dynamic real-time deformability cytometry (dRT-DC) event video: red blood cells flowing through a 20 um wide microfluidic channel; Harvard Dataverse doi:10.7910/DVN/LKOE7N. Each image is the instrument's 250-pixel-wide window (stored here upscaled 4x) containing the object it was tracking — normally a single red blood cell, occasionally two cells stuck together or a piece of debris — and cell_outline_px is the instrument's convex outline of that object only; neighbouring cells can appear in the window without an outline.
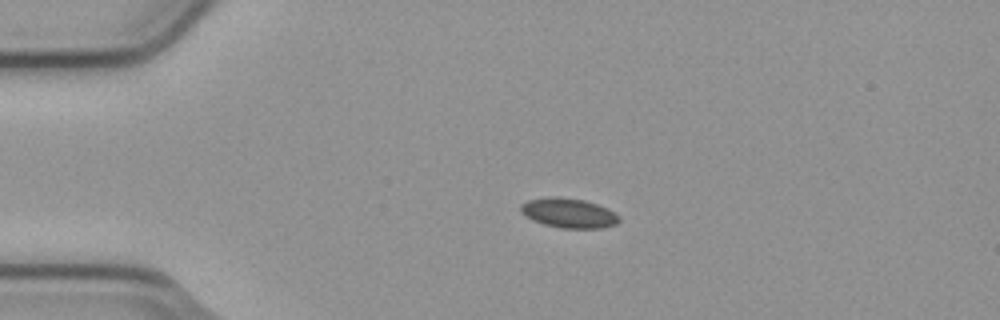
{"species": "common noctule bat (a hibernating species)", "species_latin": "Nyctalus noctula", "temperature_condition": "cold", "stored_images_in_passage": 3, "camera_frame_rate_fps": 3000, "um_per_image_px": 0.085, "animal": {"sex": "male", "body_mass_g": 23.1, "forearm_length_mm": 52.7}, "frame": {"image": 1, "passage_image": 2, "time_ms": 0.333, "image_size_px": [1000, 320], "cell_outline_px": [[620, 220], [616, 224], [600, 228], [560, 228], [544, 224], [532, 220], [520, 212], [520, 204], [528, 200], [548, 196], [556, 196], [584, 200], [608, 208], [620, 216]], "centroid_in_image_um": [48.32, 18.1], "position_along_channel_um": 36.7, "area_um2": 17.11}}